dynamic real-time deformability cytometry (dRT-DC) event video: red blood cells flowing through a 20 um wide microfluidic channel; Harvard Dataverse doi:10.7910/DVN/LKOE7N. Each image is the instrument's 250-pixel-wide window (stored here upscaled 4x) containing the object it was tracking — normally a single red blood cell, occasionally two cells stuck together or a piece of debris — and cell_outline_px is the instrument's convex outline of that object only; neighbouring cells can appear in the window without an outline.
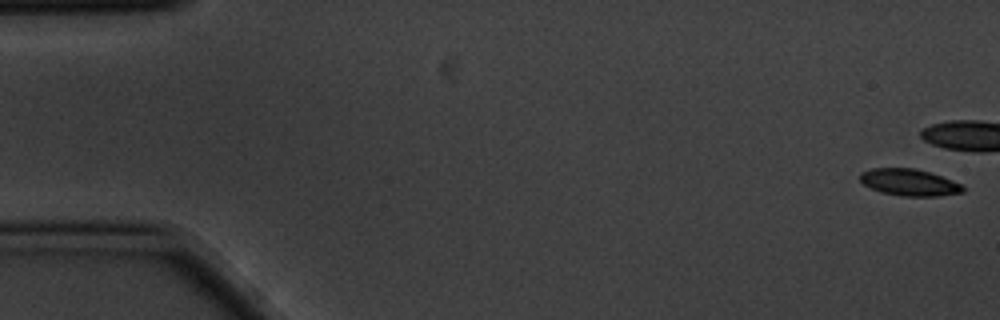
{"species": "common noctule bat (a hibernating species)", "species_latin": "Nyctalus noctula", "temperature_condition": "cold", "stored_images_in_passage": 6, "camera_frame_rate_fps": 3000, "um_per_image_px": 0.085, "animal": {"sex": "male", "body_mass_g": 20.1, "forearm_length_mm": 53.5}, "frame": {"image": 1, "passage_image": 1, "time_ms": 0.0, "image_size_px": [1000, 320], "cell_outline_px": [[964, 192], [936, 196], [900, 196], [880, 192], [864, 184], [860, 180], [860, 172], [872, 168], [916, 168], [952, 180], [960, 184], [964, 188]], "centroid_in_image_um": [77.26, 15.5], "position_along_channel_um": 7.7, "area_um2": 15.95}}